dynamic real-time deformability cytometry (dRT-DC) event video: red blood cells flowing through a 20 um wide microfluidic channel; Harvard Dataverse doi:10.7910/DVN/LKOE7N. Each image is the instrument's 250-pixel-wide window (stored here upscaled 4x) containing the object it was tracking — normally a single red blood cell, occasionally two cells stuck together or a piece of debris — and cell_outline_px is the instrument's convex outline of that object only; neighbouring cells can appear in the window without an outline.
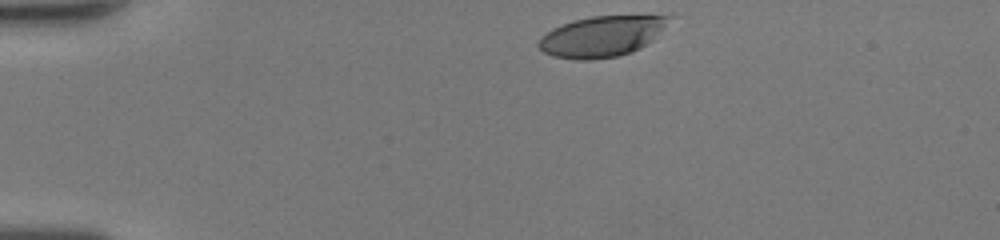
{"species": "human", "species_latin": "Homo sapiens", "temperature_condition": "room temperature", "stored_images_in_passage": 34, "camera_frame_rate_fps": 3000, "um_per_image_px": 0.085, "donor": {"sex": "female"}, "frame": {"image": 1, "passage_image": 1, "time_ms": 0.0, "image_size_px": [1000, 240], "cell_outline_px": [[672, 16], [652, 40], [640, 48], [632, 52], [616, 56], [592, 60], [576, 60], [552, 56], [544, 52], [536, 44], [540, 36], [552, 28], [576, 20], [592, 16], [648, 12]], "centroid_in_image_um": [51.18, 3.04], "position_along_channel_um": 33.8, "area_um2": 31.67}}
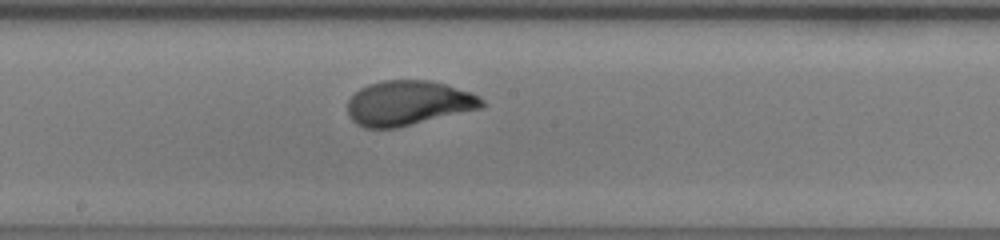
{"frame": {"image": 2, "passage_image": 19, "time_ms": 6.0, "image_size_px": [1000, 240], "cell_outline_px": [[484, 108], [396, 128], [364, 128], [356, 124], [352, 120], [348, 112], [348, 100], [360, 88], [368, 84], [384, 80], [428, 80], [444, 84], [472, 92], [484, 100]], "centroid_in_image_um": [34.72, 8.77], "position_along_channel_um": 213.5, "area_um2": 35.14}}
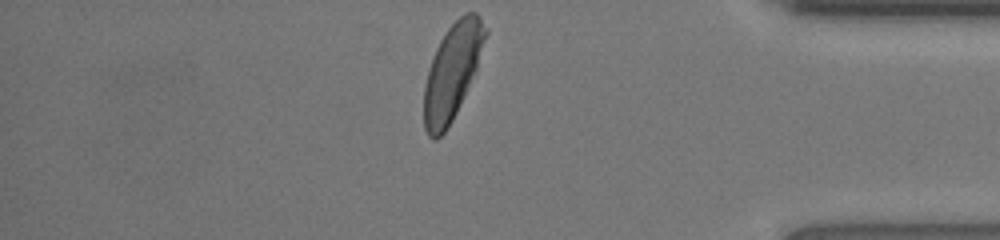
{"frame": {"image": 3, "passage_image": 34, "time_ms": 11.0, "image_size_px": [1000, 240], "cell_outline_px": [[488, 32], [476, 68], [456, 112], [448, 128], [436, 140], [432, 140], [428, 136], [424, 128], [424, 88], [428, 68], [436, 48], [444, 32], [464, 12], [476, 12], [480, 16], [488, 28]], "centroid_in_image_um": [38.43, 6.07], "position_along_channel_um": 396.8, "area_um2": 33.93}, "authors_computed_cell_mechanics": {"area_um2": 34.5644, "velocity_mm_per_s": 4.15, "shape_relaxation_time_tau1_ms": 2.788, "shape_relaxation_time_tau2_ms": null, "deformation_change_tau1": 0.1711, "deformation_change_tau2": null}}